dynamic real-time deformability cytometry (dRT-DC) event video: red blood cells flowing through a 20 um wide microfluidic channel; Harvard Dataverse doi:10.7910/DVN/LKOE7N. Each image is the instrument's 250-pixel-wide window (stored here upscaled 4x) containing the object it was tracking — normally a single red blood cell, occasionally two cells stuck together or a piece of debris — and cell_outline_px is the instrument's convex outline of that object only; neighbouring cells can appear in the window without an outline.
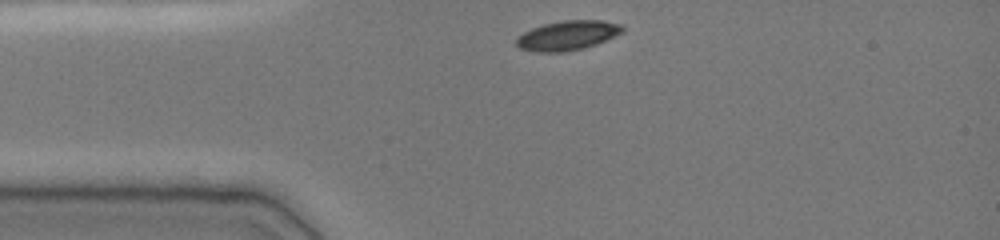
{"species": "common noctule bat (a hibernating species)", "species_latin": "Nyctalus noctula", "temperature_condition": "cold", "stored_images_in_passage": 32, "camera_frame_rate_fps": 3000, "um_per_image_px": 0.085, "animal": {"sex": "female", "body_mass_g": 19.0, "forearm_length_mm": 51.5}, "frame": {"image": 1, "passage_image": 1, "time_ms": 0.0, "image_size_px": [1000, 240], "cell_outline_px": [[624, 32], [596, 44], [564, 52], [536, 52], [520, 48], [516, 44], [516, 36], [532, 28], [544, 24], [564, 20], [604, 20], [624, 24]], "centroid_in_image_um": [48.27, 3.0], "position_along_channel_um": 36.7, "area_um2": 18.32}}
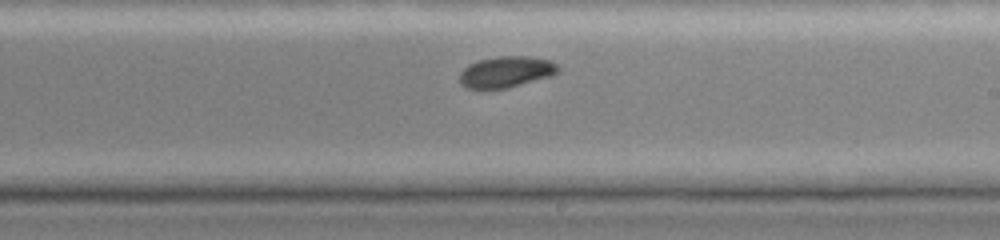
{"frame": {"image": 2, "passage_image": 19, "time_ms": 6.0, "image_size_px": [1000, 240], "cell_outline_px": [[560, 68], [552, 76], [508, 88], [468, 88], [460, 84], [460, 72], [468, 64], [480, 60], [496, 56], [532, 56], [552, 60]], "centroid_in_image_um": [43.05, 6.09], "position_along_channel_um": 246.0, "area_um2": 17.98}}
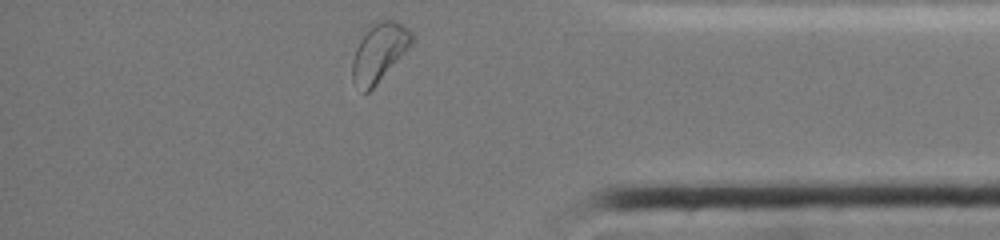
{"frame": {"image": 3, "passage_image": 32, "time_ms": 10.333, "image_size_px": [1000, 240], "cell_outline_px": [[412, 44], [376, 84], [368, 92], [364, 92], [352, 80], [352, 60], [356, 48], [360, 40], [380, 20], [396, 20], [408, 28], [412, 32]], "centroid_in_image_um": [32.24, 4.46], "position_along_channel_um": 403.0, "area_um2": 19.42}, "authors_computed_cell_mechanics": {"area_um2": 18.6983, "velocity_mm_per_s": 3.8694, "shape_relaxation_time_tau1_ms": 2.8404, "shape_relaxation_time_tau2_ms": null, "deformation_change_tau1": 0.0795, "deformation_change_tau2": null}}